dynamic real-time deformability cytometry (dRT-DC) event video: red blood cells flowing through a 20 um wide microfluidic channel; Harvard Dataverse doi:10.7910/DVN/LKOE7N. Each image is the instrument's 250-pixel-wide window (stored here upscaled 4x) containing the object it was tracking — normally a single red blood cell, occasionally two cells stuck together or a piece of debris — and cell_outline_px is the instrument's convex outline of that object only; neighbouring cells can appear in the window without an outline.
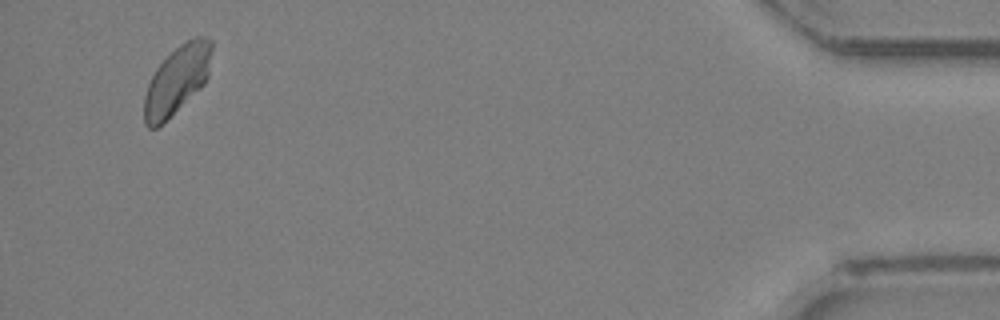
{"species": "Egyptian fruit bat (a non-hibernating species)", "species_latin": "Rousettus aegyptiacus", "temperature_condition": "room temperature", "stored_images_in_passage": 34, "camera_frame_rate_fps": 3000, "um_per_image_px": 0.085, "animal": {"sex": "female"}, "frame": {"image": 1, "passage_image": 34, "time_ms": 11.0, "image_size_px": [1000, 320], "cell_outline_px": [[212, 48], [208, 76], [204, 84], [200, 88], [156, 128], [148, 128], [144, 124], [144, 96], [148, 84], [156, 68], [180, 44], [196, 36], [208, 36], [212, 40]], "centroid_in_image_um": [15.05, 6.77], "position_along_channel_um": 420.2, "area_um2": 26.41}}